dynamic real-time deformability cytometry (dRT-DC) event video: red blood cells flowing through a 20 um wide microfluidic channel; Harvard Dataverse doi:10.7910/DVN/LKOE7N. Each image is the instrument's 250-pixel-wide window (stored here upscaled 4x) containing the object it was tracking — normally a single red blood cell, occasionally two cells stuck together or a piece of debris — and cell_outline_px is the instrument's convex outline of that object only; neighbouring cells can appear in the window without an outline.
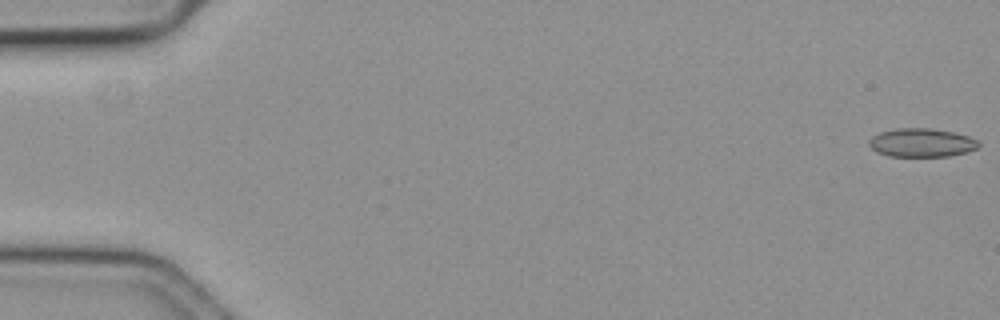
{"species": "common noctule bat (a hibernating species)", "species_latin": "Nyctalus noctula", "temperature_condition": "cold", "stored_images_in_passage": 59, "camera_frame_rate_fps": 3000, "um_per_image_px": 0.085, "animal": {"sex": "female", "body_mass_g": 19.3, "forearm_length_mm": 54.1}, "frame": {"image": 1, "passage_image": 1, "time_ms": 0.0, "image_size_px": [1000, 320], "cell_outline_px": [[980, 144], [976, 148], [964, 152], [948, 156], [888, 156], [876, 152], [868, 144], [868, 140], [872, 136], [880, 132], [896, 128], [932, 128], [956, 132], [968, 136], [976, 140]], "centroid_in_image_um": [78.29, 12.11], "position_along_channel_um": 6.7, "area_um2": 18.26}}
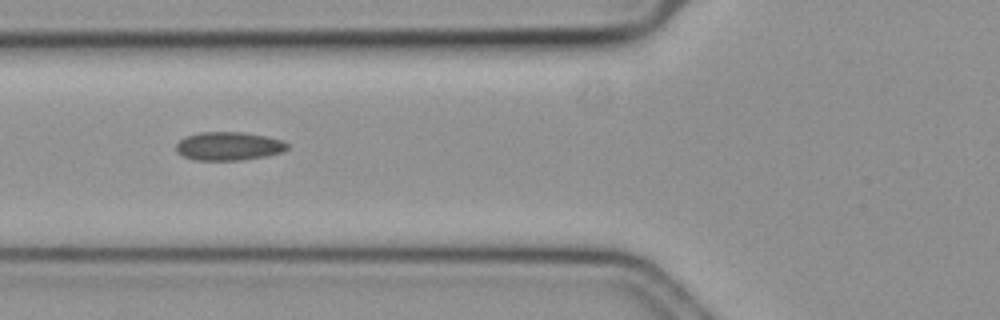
{"frame": {"image": 2, "passage_image": 23, "time_ms": 7.333, "image_size_px": [1000, 320], "cell_outline_px": [[288, 148], [284, 152], [268, 156], [240, 160], [192, 160], [176, 152], [176, 144], [184, 136], [200, 132], [244, 132], [284, 140], [288, 144]], "centroid_in_image_um": [19.45, 12.42], "position_along_channel_um": 106.4, "area_um2": 18.67}}
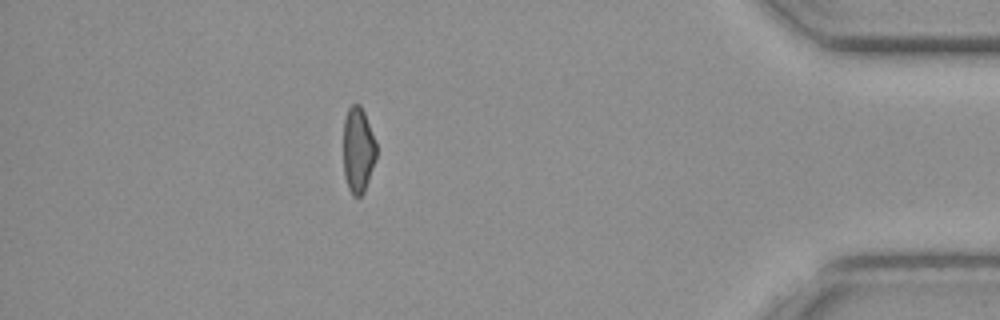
{"frame": {"image": 3, "passage_image": 52, "time_ms": 17.0, "image_size_px": [1000, 320], "cell_outline_px": [[376, 160], [364, 192], [360, 196], [352, 196], [348, 188], [344, 176], [344, 120], [348, 108], [352, 104], [360, 104], [364, 112], [376, 144]], "centroid_in_image_um": [30.43, 12.77], "position_along_channel_um": 404.8, "area_um2": 16.42}, "authors_computed_cell_mechanics": {"area_um2": 17.918, "velocity_mm_per_s": 3.5779, "shape_relaxation_time_tau1_ms": null, "shape_relaxation_time_tau2_ms": 7.2112, "deformation_change_tau1": null, "deformation_change_tau2": 0.1172}}